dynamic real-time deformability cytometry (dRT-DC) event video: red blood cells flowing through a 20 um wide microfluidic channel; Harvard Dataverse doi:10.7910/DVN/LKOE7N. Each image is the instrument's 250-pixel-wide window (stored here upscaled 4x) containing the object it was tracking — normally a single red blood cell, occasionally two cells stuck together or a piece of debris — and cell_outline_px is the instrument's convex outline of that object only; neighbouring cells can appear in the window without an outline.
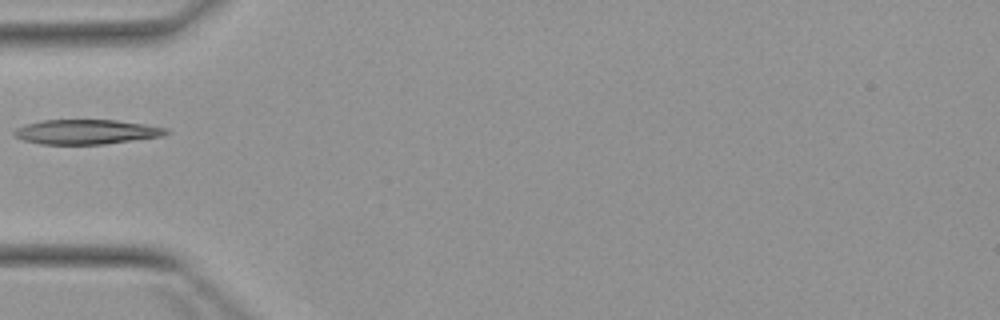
{"species": "Egyptian fruit bat (a non-hibernating species)", "species_latin": "Rousettus aegyptiacus", "temperature_condition": "warm", "stored_images_in_passage": 1, "camera_frame_rate_fps": 3000, "um_per_image_px": 0.085, "animal": {"sex": "female"}, "frame": {"image": 1, "passage_image": 1, "time_ms": 0.0, "image_size_px": [1000, 320], "cell_outline_px": [[172, 132], [164, 136], [104, 144], [40, 144], [24, 140], [12, 136], [12, 132], [16, 128], [24, 124], [44, 120], [116, 120], [144, 124], [168, 128]], "centroid_in_image_um": [7.34, 11.21], "position_along_channel_um": 77.7, "area_um2": 22.02}}